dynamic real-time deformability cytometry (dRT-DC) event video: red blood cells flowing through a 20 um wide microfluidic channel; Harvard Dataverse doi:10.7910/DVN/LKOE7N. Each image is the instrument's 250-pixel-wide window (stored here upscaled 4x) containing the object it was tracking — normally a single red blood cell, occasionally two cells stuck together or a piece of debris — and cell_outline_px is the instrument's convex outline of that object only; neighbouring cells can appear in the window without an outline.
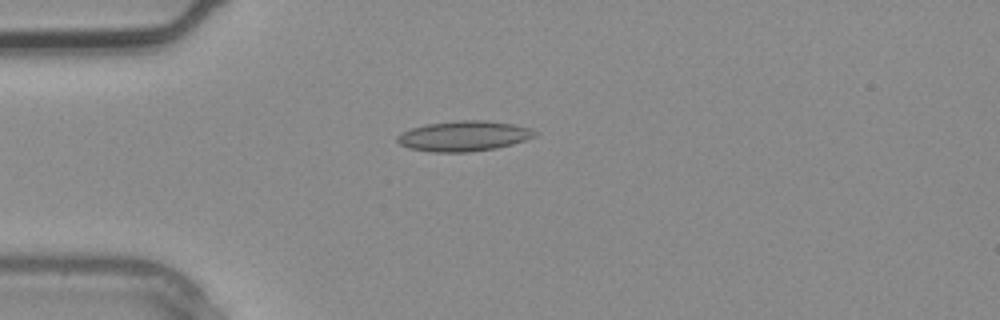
{"species": "common noctule bat (a hibernating species)", "species_latin": "Nyctalus noctula", "temperature_condition": "warm", "stored_images_in_passage": 3, "camera_frame_rate_fps": 3000, "um_per_image_px": 0.085, "animal": {"sex": "male", "body_mass_g": 20.4}, "frame": {"image": 1, "passage_image": 3, "time_ms": 0.667, "image_size_px": [1000, 320], "cell_outline_px": [[540, 132], [536, 136], [512, 144], [496, 148], [468, 152], [432, 152], [408, 148], [400, 144], [396, 140], [396, 136], [400, 132], [424, 124], [460, 120], [484, 120], [512, 124], [532, 128]], "centroid_in_image_um": [39.42, 11.56], "position_along_channel_um": 45.6, "area_um2": 24.45}}